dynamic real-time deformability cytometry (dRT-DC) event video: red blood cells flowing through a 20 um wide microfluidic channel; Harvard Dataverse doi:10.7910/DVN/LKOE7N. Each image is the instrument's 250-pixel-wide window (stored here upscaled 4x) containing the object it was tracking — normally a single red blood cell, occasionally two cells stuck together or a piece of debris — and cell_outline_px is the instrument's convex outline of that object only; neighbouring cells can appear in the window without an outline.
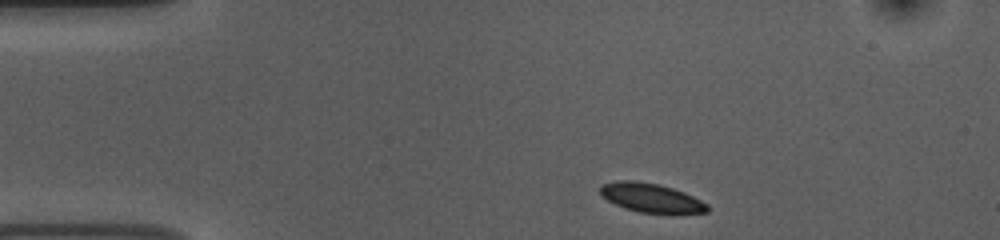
{"species": "common noctule bat (a hibernating species)", "species_latin": "Nyctalus noctula", "temperature_condition": "room temperature", "stored_images_in_passage": 45, "camera_frame_rate_fps": 3000, "um_per_image_px": 0.085, "animal": {"sex": "female", "body_mass_g": 10.0, "forearm_length_mm": 53.1}, "frame": {"image": 1, "passage_image": 1, "time_ms": 0.0, "image_size_px": [1000, 240], "cell_outline_px": [[708, 212], [640, 212], [624, 208], [608, 200], [600, 192], [600, 184], [620, 180], [636, 180], [660, 184], [684, 192], [708, 204]], "centroid_in_image_um": [55.3, 16.78], "position_along_channel_um": 29.7, "area_um2": 17.74}}
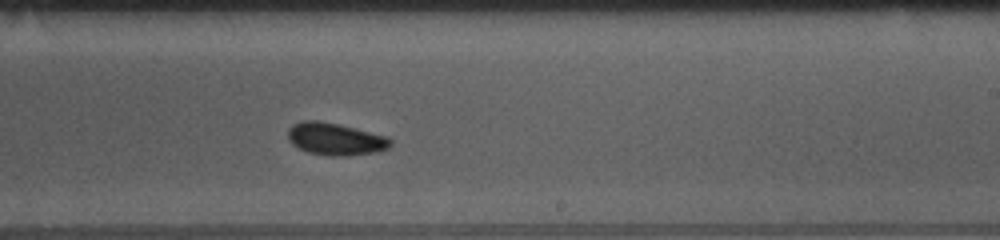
{"frame": {"image": 2, "passage_image": 24, "time_ms": 7.667, "image_size_px": [1000, 240], "cell_outline_px": [[392, 144], [388, 148], [380, 152], [344, 156], [332, 156], [308, 152], [292, 144], [288, 140], [288, 128], [292, 124], [300, 120], [316, 120], [336, 124], [388, 136], [392, 140]], "centroid_in_image_um": [28.51, 11.82], "position_along_channel_um": 260.5, "area_um2": 19.36}}
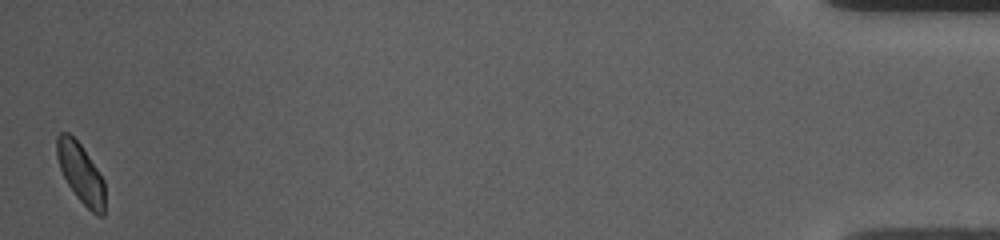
{"frame": {"image": 3, "passage_image": 45, "time_ms": 14.667, "image_size_px": [1000, 240], "cell_outline_px": [[104, 216], [96, 216], [76, 196], [68, 184], [60, 168], [56, 156], [56, 136], [60, 132], [68, 132], [80, 144], [104, 180]], "centroid_in_image_um": [6.85, 14.72], "position_along_channel_um": 428.4, "area_um2": 16.53}, "authors_computed_cell_mechanics": {"area_um2": 18.496, "velocity_mm_per_s": 3.6929, "shape_relaxation_time_tau1_ms": null, "shape_relaxation_time_tau2_ms": 4.2098, "deformation_change_tau1": null, "deformation_change_tau2": 0.0599}}